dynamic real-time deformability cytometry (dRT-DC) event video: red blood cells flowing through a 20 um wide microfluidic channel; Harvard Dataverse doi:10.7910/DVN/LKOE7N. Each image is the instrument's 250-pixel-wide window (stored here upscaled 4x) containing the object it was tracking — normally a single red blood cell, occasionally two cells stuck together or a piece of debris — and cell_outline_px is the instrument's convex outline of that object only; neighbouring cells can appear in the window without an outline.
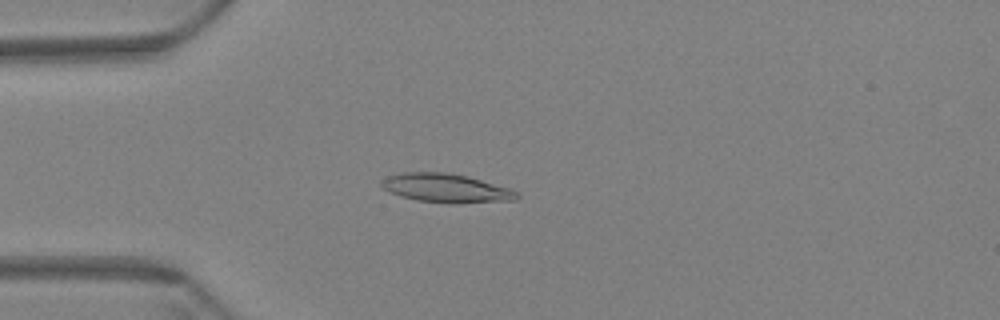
{"species": "Egyptian fruit bat (a non-hibernating species)", "species_latin": "Rousettus aegyptiacus", "temperature_condition": "warm", "stored_images_in_passage": 54, "camera_frame_rate_fps": 3000, "um_per_image_px": 0.085, "animal": {"sex": "female"}, "frame": {"image": 1, "passage_image": 11, "time_ms": 3.333, "image_size_px": [1000, 320], "cell_outline_px": [[520, 196], [516, 200], [460, 204], [452, 204], [420, 200], [400, 196], [384, 188], [380, 184], [380, 180], [388, 176], [404, 172], [444, 172], [468, 176], [508, 188], [516, 192]], "centroid_in_image_um": [37.93, 16.0], "position_along_channel_um": 47.1, "area_um2": 22.66}}
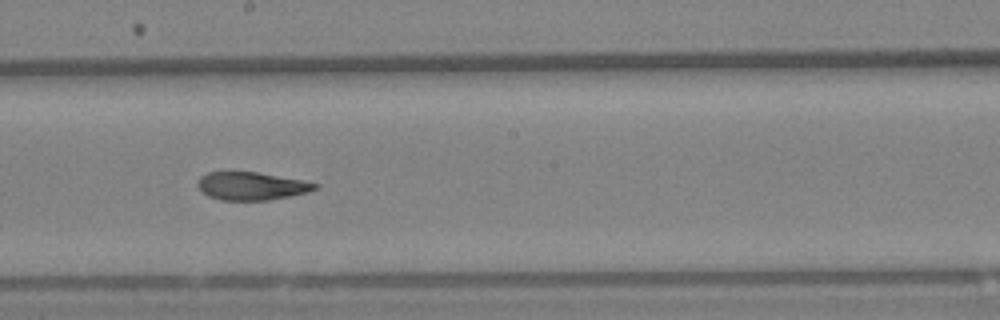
{"frame": {"image": 2, "passage_image": 28, "time_ms": 9.0, "image_size_px": [1000, 320], "cell_outline_px": [[320, 184], [316, 188], [308, 192], [268, 200], [220, 200], [208, 196], [196, 184], [200, 176], [208, 172], [256, 172], [300, 180]], "centroid_in_image_um": [21.34, 15.81], "position_along_channel_um": 226.9, "area_um2": 18.84}}
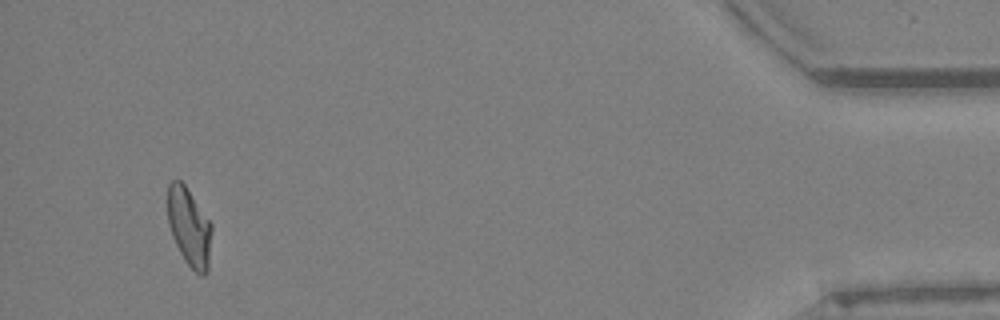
{"frame": {"image": 3, "passage_image": 51, "time_ms": 16.667, "image_size_px": [1000, 320], "cell_outline_px": [[212, 228], [208, 272], [204, 276], [200, 276], [184, 260], [172, 236], [168, 224], [168, 184], [172, 180], [180, 180], [184, 184], [212, 224]], "centroid_in_image_um": [16.09, 19.33], "position_along_channel_um": 419.1, "area_um2": 20.06}, "authors_computed_cell_mechanics": {"area_um2": 20.4323, "velocity_mm_per_s": 3.4652, "shape_relaxation_time_tau1_ms": 9.2871, "shape_relaxation_time_tau2_ms": 1.9823, "deformation_change_tau1": 0.2406, "deformation_change_tau2": 0.088}}